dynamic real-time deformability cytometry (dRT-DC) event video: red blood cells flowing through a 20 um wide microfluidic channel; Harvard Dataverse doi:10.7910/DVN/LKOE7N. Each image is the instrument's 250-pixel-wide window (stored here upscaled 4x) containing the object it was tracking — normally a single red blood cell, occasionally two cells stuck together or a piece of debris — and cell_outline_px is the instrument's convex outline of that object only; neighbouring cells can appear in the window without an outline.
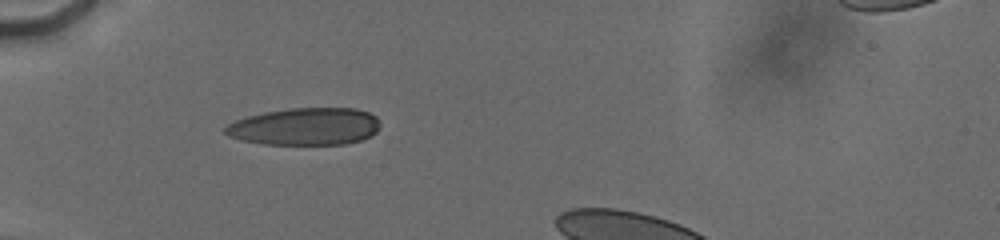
{"species": "human", "species_latin": "Homo sapiens", "temperature_condition": "cold", "stored_images_in_passage": 41, "camera_frame_rate_fps": 3000, "um_per_image_px": 0.085, "donor": {"sex": "male"}, "frame": {"image": 1, "passage_image": 1, "time_ms": 0.0, "image_size_px": [1000, 240], "cell_outline_px": [[380, 128], [376, 132], [360, 140], [344, 144], [264, 144], [240, 140], [228, 136], [224, 132], [224, 128], [228, 124], [236, 120], [248, 116], [264, 112], [288, 108], [356, 108], [368, 112], [376, 116], [380, 120]], "centroid_in_image_um": [25.94, 10.75], "position_along_channel_um": 59.1, "area_um2": 33.81}}
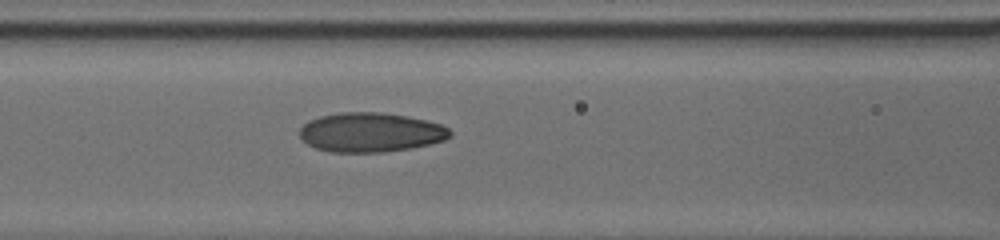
{"frame": {"image": 2, "passage_image": 21, "time_ms": 2.333, "image_size_px": [1000, 240], "cell_outline_px": [[452, 136], [444, 140], [428, 144], [408, 148], [384, 152], [332, 152], [316, 148], [308, 144], [300, 136], [300, 128], [308, 120], [320, 116], [340, 112], [380, 112], [408, 116], [440, 124], [448, 128], [452, 132]], "centroid_in_image_um": [31.49, 11.24], "position_along_channel_um": 135.1, "area_um2": 34.39}}
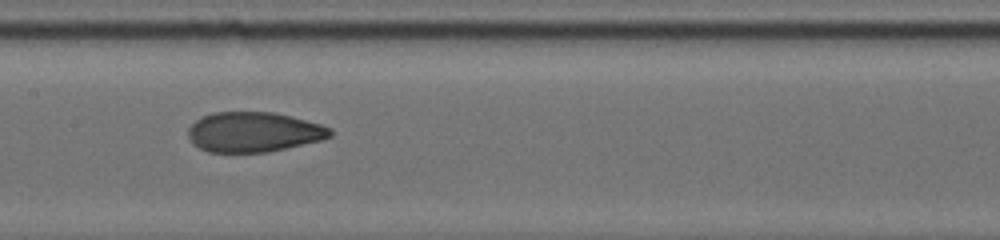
{"frame": {"image": 3, "passage_image": 33, "time_ms": 3.667, "image_size_px": [1000, 240], "cell_outline_px": [[332, 136], [320, 140], [268, 152], [208, 152], [200, 148], [188, 136], [188, 128], [196, 120], [204, 116], [216, 112], [272, 112], [292, 116], [320, 124], [328, 128], [332, 132]], "centroid_in_image_um": [21.56, 11.22], "position_along_channel_um": 185.8, "area_um2": 32.71}}